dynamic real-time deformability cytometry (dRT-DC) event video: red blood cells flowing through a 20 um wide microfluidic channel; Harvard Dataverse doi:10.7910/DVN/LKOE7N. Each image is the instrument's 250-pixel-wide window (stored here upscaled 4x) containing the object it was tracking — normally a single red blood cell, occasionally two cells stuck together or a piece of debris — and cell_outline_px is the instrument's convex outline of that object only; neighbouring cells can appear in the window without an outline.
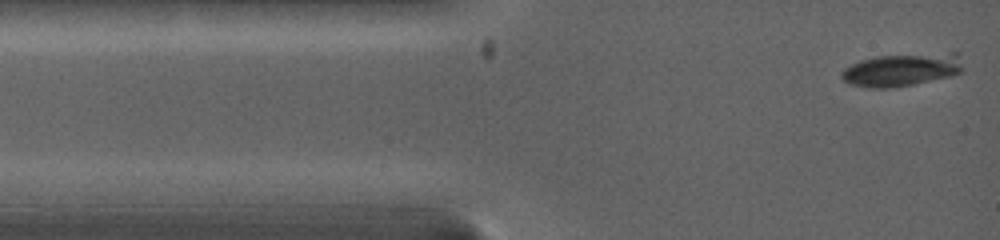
{"species": "common noctule bat (a hibernating species)", "species_latin": "Nyctalus noctula", "temperature_condition": "warm", "stored_images_in_passage": 10, "camera_frame_rate_fps": 5000, "um_per_image_px": 0.085, "animal": {"sex": "female", "body_mass_g": 19.0, "forearm_length_mm": 53.3}, "frame": {"image": 1, "passage_image": 1, "time_ms": 0.0, "image_size_px": [1000, 240], "cell_outline_px": [[964, 72], [952, 76], [896, 88], [868, 88], [848, 84], [840, 76], [840, 72], [844, 68], [860, 60], [880, 56], [956, 52], [964, 68]], "centroid_in_image_um": [76.66, 5.95], "position_along_channel_um": 8.3, "area_um2": 23.52}}
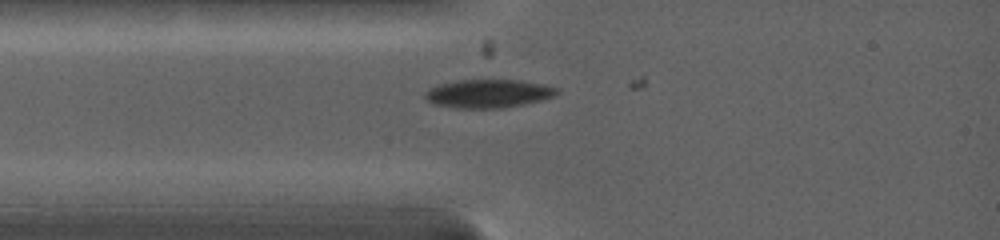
{"frame": {"image": 2, "passage_image": 9, "time_ms": 2.0, "image_size_px": [1000, 240], "cell_outline_px": [[560, 92], [556, 96], [524, 104], [504, 108], [456, 108], [432, 104], [424, 96], [424, 92], [440, 84], [456, 80], [520, 80], [560, 88]], "centroid_in_image_um": [41.53, 7.96], "position_along_channel_um": 43.5, "area_um2": 21.85}}